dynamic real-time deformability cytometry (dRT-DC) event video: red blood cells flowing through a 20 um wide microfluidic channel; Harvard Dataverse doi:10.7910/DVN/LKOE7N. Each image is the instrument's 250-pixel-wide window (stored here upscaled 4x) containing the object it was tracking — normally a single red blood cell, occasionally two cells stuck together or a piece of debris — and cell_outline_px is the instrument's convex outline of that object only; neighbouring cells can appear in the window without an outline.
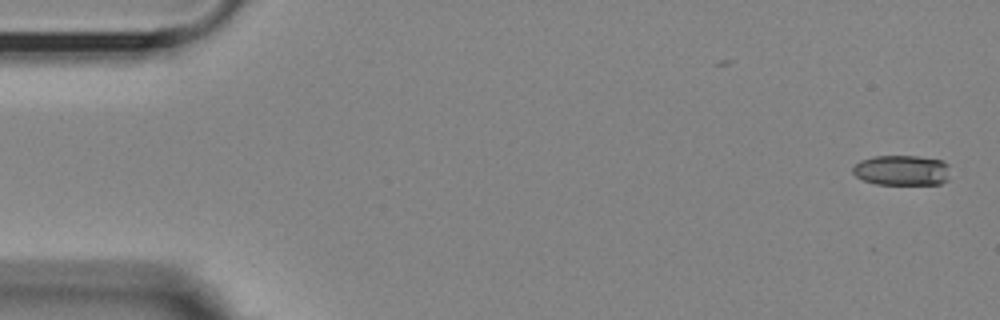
{"species": "Egyptian fruit bat (a non-hibernating species)", "species_latin": "Rousettus aegyptiacus", "temperature_condition": "room temperature", "stored_images_in_passage": 8, "camera_frame_rate_fps": 3000, "um_per_image_px": 0.085, "animal": {"sex": "female"}, "frame": {"image": 1, "passage_image": 1, "time_ms": 0.0, "image_size_px": [1000, 320], "cell_outline_px": [[948, 180], [940, 184], [876, 184], [864, 180], [856, 176], [852, 172], [852, 168], [860, 160], [872, 156], [916, 156], [944, 160], [948, 164]], "centroid_in_image_um": [76.66, 14.47], "position_along_channel_um": 8.3, "area_um2": 17.28}}